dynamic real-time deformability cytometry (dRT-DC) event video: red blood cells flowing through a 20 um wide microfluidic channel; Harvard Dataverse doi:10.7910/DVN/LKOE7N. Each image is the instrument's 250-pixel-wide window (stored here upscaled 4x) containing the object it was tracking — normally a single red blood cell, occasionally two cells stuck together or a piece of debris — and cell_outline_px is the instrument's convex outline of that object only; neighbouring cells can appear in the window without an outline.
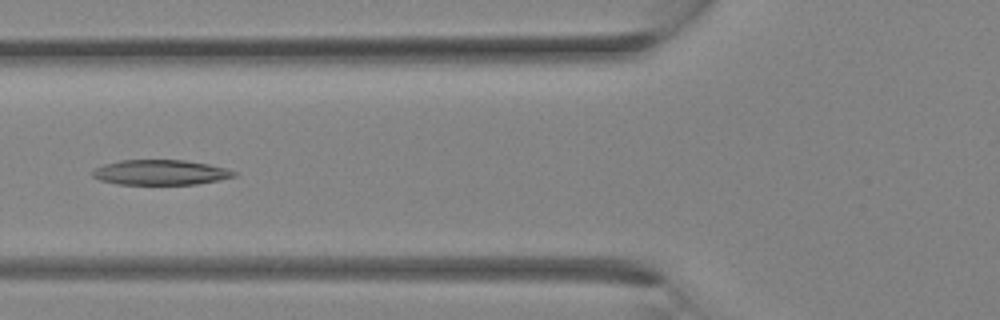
{"species": "Egyptian fruit bat (a non-hibernating species)", "species_latin": "Rousettus aegyptiacus", "temperature_condition": "room temperature", "stored_images_in_passage": 20, "camera_frame_rate_fps": 3000, "um_per_image_px": 0.085, "animal": {"sex": "female"}, "frame": {"image": 1, "passage_image": 11, "time_ms": 3.333, "image_size_px": [1000, 320], "cell_outline_px": [[236, 176], [220, 180], [196, 184], [116, 184], [100, 180], [92, 176], [92, 172], [96, 168], [104, 164], [120, 160], [184, 160], [208, 164], [224, 168], [236, 172]], "centroid_in_image_um": [13.63, 14.65], "position_along_channel_um": 112.2, "area_um2": 20.58}}
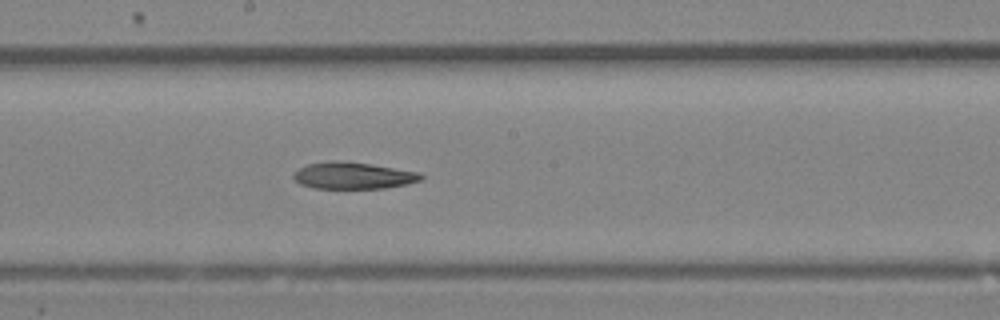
{"frame": {"image": 2, "passage_image": 16, "time_ms": 5.0, "image_size_px": [1000, 320], "cell_outline_px": [[424, 176], [420, 180], [408, 184], [384, 188], [312, 188], [300, 184], [292, 176], [300, 168], [308, 164], [332, 160], [336, 160], [372, 164], [420, 172]], "centroid_in_image_um": [30.04, 14.92], "position_along_channel_um": 218.2, "area_um2": 19.83}}
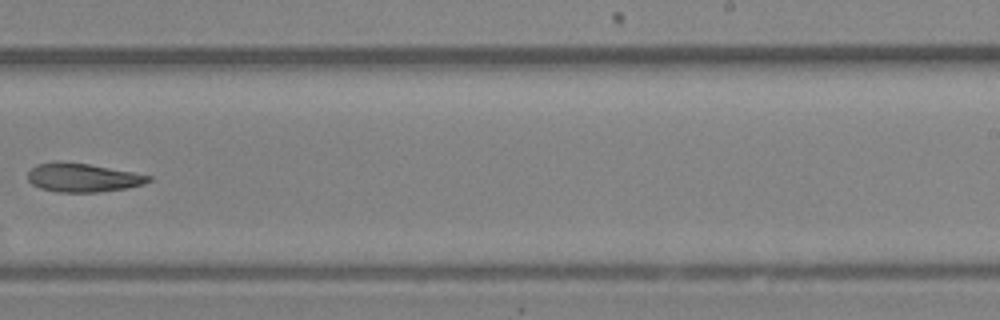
{"frame": {"image": 3, "passage_image": 19, "time_ms": 6.0, "image_size_px": [1000, 320], "cell_outline_px": [[152, 180], [144, 184], [128, 188], [96, 192], [56, 192], [40, 188], [32, 184], [28, 180], [28, 172], [36, 164], [88, 164], [132, 172], [152, 176]], "centroid_in_image_um": [7.09, 15.14], "position_along_channel_um": 281.9, "area_um2": 19.54}}